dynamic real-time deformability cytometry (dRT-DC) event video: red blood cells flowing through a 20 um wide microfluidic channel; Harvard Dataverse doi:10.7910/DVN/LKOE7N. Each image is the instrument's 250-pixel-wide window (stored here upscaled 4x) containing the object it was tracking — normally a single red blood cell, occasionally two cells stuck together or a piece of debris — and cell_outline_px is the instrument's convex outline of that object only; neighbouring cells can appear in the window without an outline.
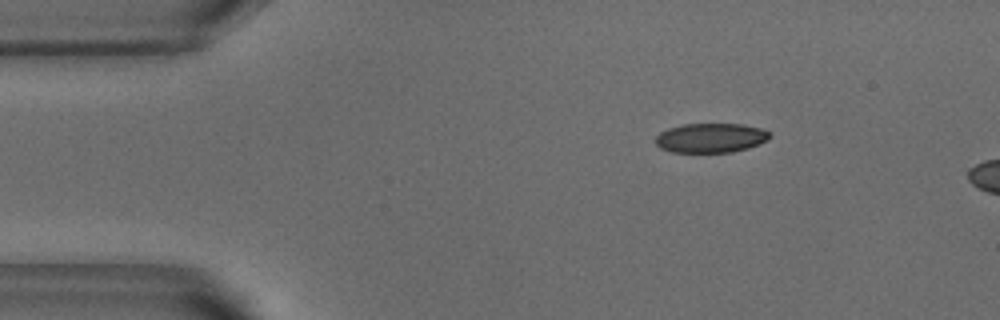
{"species": "common noctule bat (a hibernating species)", "species_latin": "Nyctalus noctula", "temperature_condition": "warm", "stored_images_in_passage": 7, "camera_frame_rate_fps": 3000, "um_per_image_px": 0.085, "animal": {"sex": "male", "body_mass_g": 18.8}, "frame": {"image": 1, "passage_image": 1, "time_ms": 0.0, "image_size_px": [1000, 320], "cell_outline_px": [[772, 136], [768, 140], [760, 144], [748, 148], [732, 152], [672, 152], [660, 148], [656, 144], [656, 136], [660, 132], [668, 128], [684, 124], [740, 124], [764, 128], [772, 132]], "centroid_in_image_um": [60.47, 11.72], "position_along_channel_um": 24.5, "area_um2": 19.83}}